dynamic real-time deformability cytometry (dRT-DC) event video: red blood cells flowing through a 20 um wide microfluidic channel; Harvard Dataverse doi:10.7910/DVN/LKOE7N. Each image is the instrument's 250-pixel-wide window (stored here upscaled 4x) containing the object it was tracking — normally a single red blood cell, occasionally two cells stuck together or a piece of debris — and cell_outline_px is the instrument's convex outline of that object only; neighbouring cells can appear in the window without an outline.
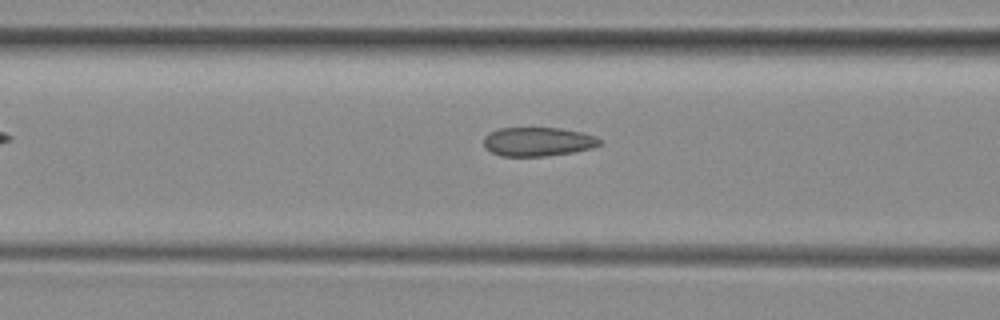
{"species": "common noctule bat (a hibernating species)", "species_latin": "Nyctalus noctula", "temperature_condition": "room temperature", "stored_images_in_passage": 7, "camera_frame_rate_fps": 3000, "um_per_image_px": 0.085, "animal": {"sex": "female", "body_mass_g": 29.2, "forearm_length_mm": 56.3}, "frame": {"image": 1, "passage_image": 5, "time_ms": 1.333, "image_size_px": [1000, 320], "cell_outline_px": [[600, 144], [592, 148], [572, 152], [544, 156], [500, 156], [484, 148], [484, 136], [500, 128], [560, 128], [580, 132], [596, 136], [600, 140]], "centroid_in_image_um": [45.7, 12.04], "position_along_channel_um": 120.9, "area_um2": 19.42}}